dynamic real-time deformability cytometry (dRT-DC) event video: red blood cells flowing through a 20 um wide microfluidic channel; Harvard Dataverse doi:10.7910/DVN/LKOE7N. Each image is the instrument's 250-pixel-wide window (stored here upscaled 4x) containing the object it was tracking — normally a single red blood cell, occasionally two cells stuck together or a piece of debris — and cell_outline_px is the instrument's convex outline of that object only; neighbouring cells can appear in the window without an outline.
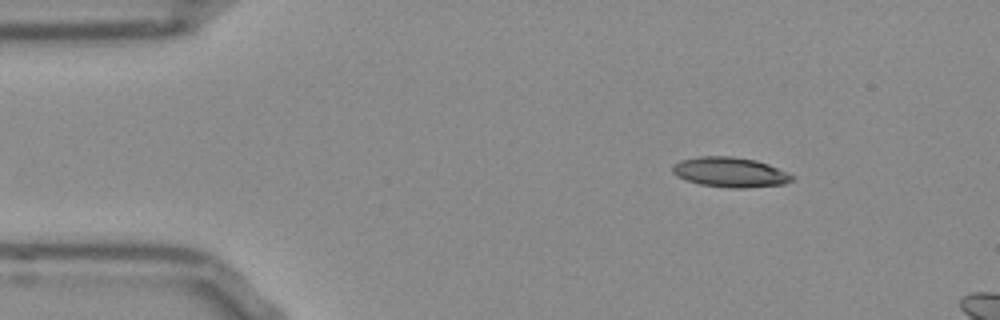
{"species": "Egyptian fruit bat (a non-hibernating species)", "species_latin": "Rousettus aegyptiacus", "temperature_condition": "room temperature", "stored_images_in_passage": 12, "camera_frame_rate_fps": 3000, "um_per_image_px": 0.085, "frame": {"image": 1, "passage_image": 6, "time_ms": 1.667, "image_size_px": [1000, 320], "cell_outline_px": [[796, 176], [792, 180], [784, 184], [744, 188], [728, 188], [700, 184], [676, 176], [672, 172], [672, 164], [680, 160], [700, 156], [732, 156], [756, 160], [768, 164], [788, 172]], "centroid_in_image_um": [62.06, 14.63], "position_along_channel_um": 22.9, "area_um2": 20.98}}